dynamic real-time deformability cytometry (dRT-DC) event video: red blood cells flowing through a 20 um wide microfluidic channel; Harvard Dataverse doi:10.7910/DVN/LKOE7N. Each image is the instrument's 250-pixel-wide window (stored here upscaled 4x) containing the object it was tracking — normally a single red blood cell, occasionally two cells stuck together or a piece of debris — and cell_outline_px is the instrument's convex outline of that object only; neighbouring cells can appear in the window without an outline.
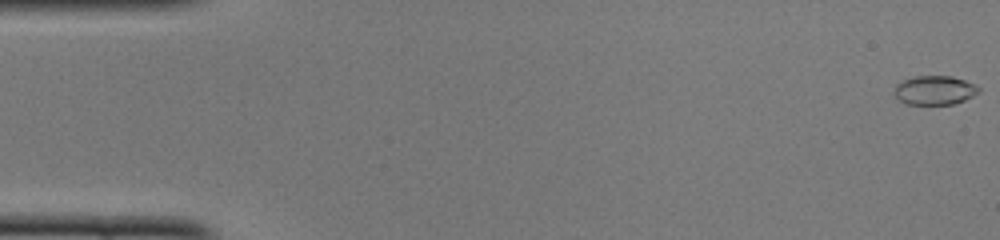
{"species": "common noctule bat (a hibernating species)", "species_latin": "Nyctalus noctula", "temperature_condition": "cold", "stored_images_in_passage": 49, "camera_frame_rate_fps": 3000, "um_per_image_px": 0.085, "animal": {"sex": "female", "body_mass_g": 22.0, "forearm_length_mm": 56.7}, "frame": {"image": 1, "passage_image": 1, "time_ms": 0.0, "image_size_px": [1000, 240], "cell_outline_px": [[980, 92], [964, 100], [952, 104], [904, 104], [896, 100], [892, 92], [896, 84], [900, 80], [916, 76], [952, 76], [976, 84], [980, 88]], "centroid_in_image_um": [79.38, 7.67], "position_along_channel_um": 5.6, "area_um2": 14.62}}
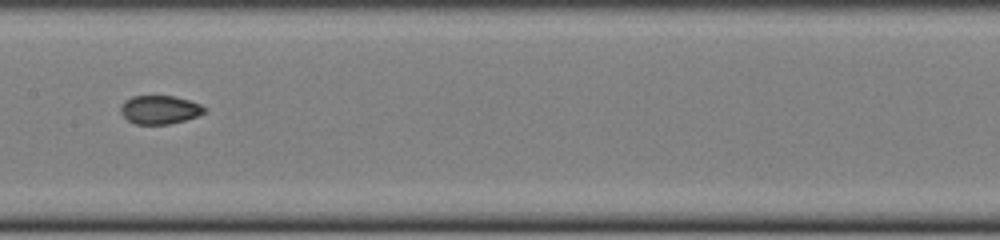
{"frame": {"image": 2, "passage_image": 25, "time_ms": 8.0, "image_size_px": [1000, 240], "cell_outline_px": [[208, 108], [204, 112], [196, 116], [184, 120], [168, 124], [136, 124], [128, 120], [120, 112], [120, 104], [124, 100], [132, 96], [172, 96], [188, 100], [200, 104]], "centroid_in_image_um": [13.54, 9.32], "position_along_channel_um": 193.9, "area_um2": 13.87}}
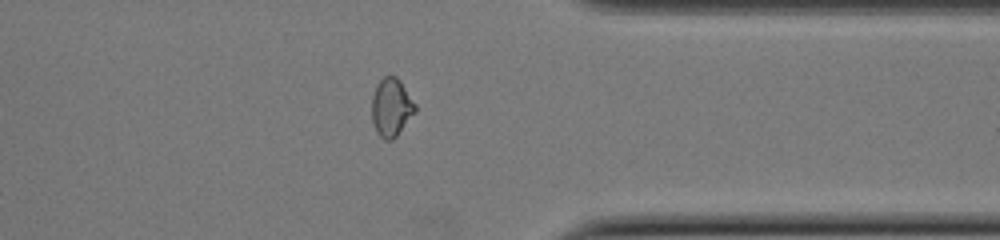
{"frame": {"image": 3, "passage_image": 39, "time_ms": 12.667, "image_size_px": [1000, 240], "cell_outline_px": [[416, 112], [396, 136], [392, 140], [384, 140], [376, 132], [372, 120], [372, 96], [376, 84], [384, 76], [396, 76], [400, 80], [416, 104]], "centroid_in_image_um": [33.26, 9.12], "position_along_channel_um": 378.1, "area_um2": 14.8}, "authors_computed_cell_mechanics": {"area_um2": 14.5656, "velocity_mm_per_s": 4.1118, "shape_relaxation_time_tau1_ms": null, "shape_relaxation_time_tau2_ms": 1.3964, "deformation_change_tau1": null, "deformation_change_tau2": 0.048}}